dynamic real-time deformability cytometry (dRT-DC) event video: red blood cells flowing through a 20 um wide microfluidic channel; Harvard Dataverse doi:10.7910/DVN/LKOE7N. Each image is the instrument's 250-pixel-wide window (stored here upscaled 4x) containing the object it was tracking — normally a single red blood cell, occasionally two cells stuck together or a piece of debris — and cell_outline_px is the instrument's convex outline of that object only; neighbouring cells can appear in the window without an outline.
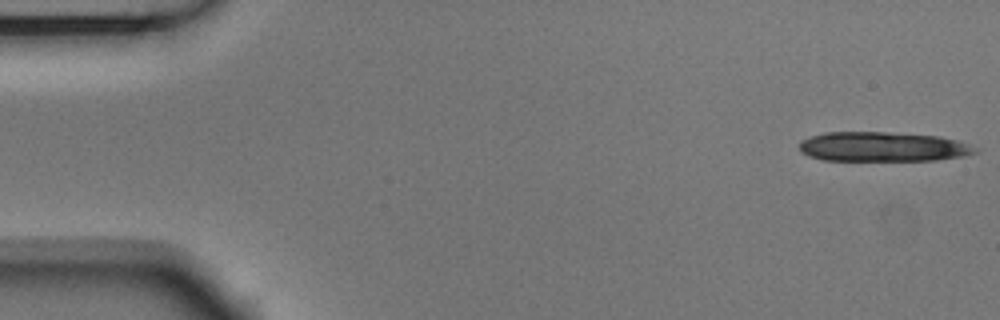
{"species": "Egyptian fruit bat (a non-hibernating species)", "species_latin": "Rousettus aegyptiacus", "temperature_condition": "room temperature", "stored_images_in_passage": 13, "camera_frame_rate_fps": 3000, "um_per_image_px": 0.085, "animal": {"sex": "male"}, "frame": {"image": 1, "passage_image": 1, "time_ms": 0.0, "image_size_px": [1000, 320], "cell_outline_px": [[980, 148], [976, 152], [964, 156], [936, 160], [824, 160], [808, 156], [800, 152], [800, 144], [804, 140], [812, 136], [824, 132], [884, 132], [940, 136], [960, 140]], "centroid_in_image_um": [75.1, 12.47], "position_along_channel_um": 9.9, "area_um2": 30.4}}